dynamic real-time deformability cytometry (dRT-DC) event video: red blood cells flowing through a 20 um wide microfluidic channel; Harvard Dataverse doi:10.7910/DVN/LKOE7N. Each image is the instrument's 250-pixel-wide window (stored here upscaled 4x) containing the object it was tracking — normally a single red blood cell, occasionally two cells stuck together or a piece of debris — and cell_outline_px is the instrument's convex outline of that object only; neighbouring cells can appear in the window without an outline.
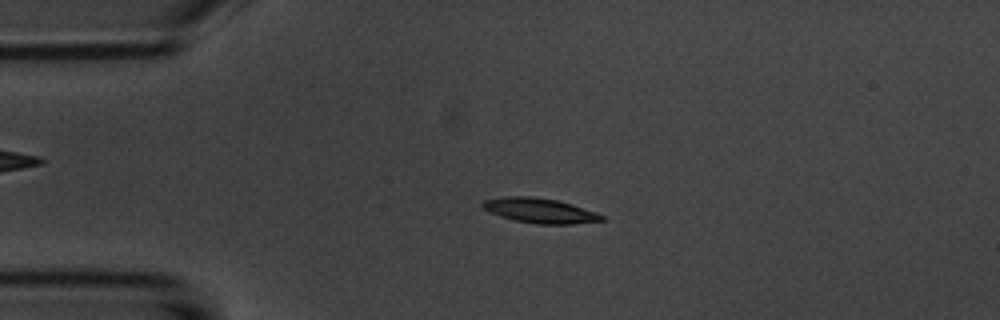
{"species": "common noctule bat (a hibernating species)", "species_latin": "Nyctalus noctula", "temperature_condition": "room temperature", "stored_images_in_passage": 4, "camera_frame_rate_fps": 3000, "um_per_image_px": 0.085, "animal": {"sex": "male", "body_mass_g": 20.1, "forearm_length_mm": 53.5}, "frame": {"image": 1, "passage_image": 3, "time_ms": 2.333, "image_size_px": [1000, 320], "cell_outline_px": [[608, 220], [572, 224], [536, 224], [512, 220], [500, 216], [484, 208], [480, 204], [484, 200], [508, 196], [528, 196], [556, 200], [572, 204], [596, 212], [604, 216]], "centroid_in_image_um": [45.93, 17.91], "position_along_channel_um": 39.1, "area_um2": 17.22}}